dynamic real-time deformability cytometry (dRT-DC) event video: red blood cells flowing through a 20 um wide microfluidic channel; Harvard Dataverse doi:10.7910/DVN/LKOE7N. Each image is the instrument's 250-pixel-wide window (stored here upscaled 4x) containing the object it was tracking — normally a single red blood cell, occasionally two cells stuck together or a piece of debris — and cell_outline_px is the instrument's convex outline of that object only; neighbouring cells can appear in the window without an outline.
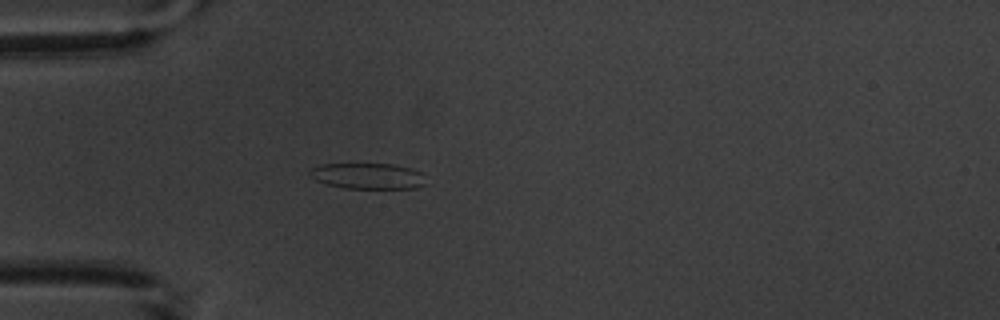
{"species": "common noctule bat (a hibernating species)", "species_latin": "Nyctalus noctula", "temperature_condition": "warm", "stored_images_in_passage": 1, "camera_frame_rate_fps": 3000, "um_per_image_px": 0.085, "animal": {"sex": "male", "body_mass_g": 20.1, "forearm_length_mm": 53.5}, "frame": {"image": 1, "passage_image": 1, "time_ms": 0.0, "image_size_px": [1000, 320], "cell_outline_px": [[424, 184], [416, 188], [344, 188], [328, 184], [316, 180], [308, 176], [308, 172], [312, 168], [320, 164], [392, 164], [412, 168], [424, 172]], "centroid_in_image_um": [31.27, 14.95], "position_along_channel_um": 53.7, "area_um2": 17.57}}